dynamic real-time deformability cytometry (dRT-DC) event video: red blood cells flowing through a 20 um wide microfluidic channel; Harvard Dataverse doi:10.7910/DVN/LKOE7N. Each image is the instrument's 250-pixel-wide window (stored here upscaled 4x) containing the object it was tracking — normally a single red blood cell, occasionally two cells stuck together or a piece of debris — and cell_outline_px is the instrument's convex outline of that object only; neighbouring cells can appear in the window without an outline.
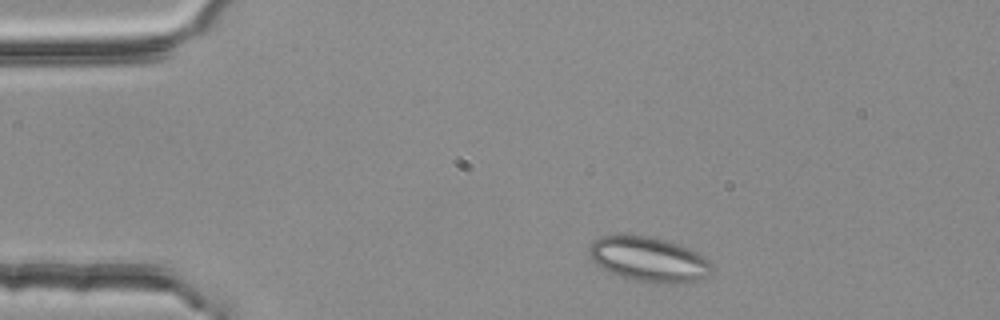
{"species": "common noctule bat (a hibernating species)", "species_latin": "Nyctalus noctula", "temperature_condition": "room temperature", "stored_images_in_passage": 2, "camera_frame_rate_fps": 3000, "um_per_image_px": 0.085, "animal": {"sex": "female", "body_mass_g": 25.1}, "frame": {"image": 1, "passage_image": 1, "time_ms": 0.0, "image_size_px": [1000, 320], "cell_outline_px": [[712, 268], [708, 276], [684, 284], [664, 284], [636, 280], [620, 276], [600, 268], [588, 256], [588, 248], [600, 236], [648, 236], [664, 240], [688, 248], [704, 256], [712, 264]], "centroid_in_image_um": [55.15, 22.07], "position_along_channel_um": 29.8, "area_um2": 31.85}}